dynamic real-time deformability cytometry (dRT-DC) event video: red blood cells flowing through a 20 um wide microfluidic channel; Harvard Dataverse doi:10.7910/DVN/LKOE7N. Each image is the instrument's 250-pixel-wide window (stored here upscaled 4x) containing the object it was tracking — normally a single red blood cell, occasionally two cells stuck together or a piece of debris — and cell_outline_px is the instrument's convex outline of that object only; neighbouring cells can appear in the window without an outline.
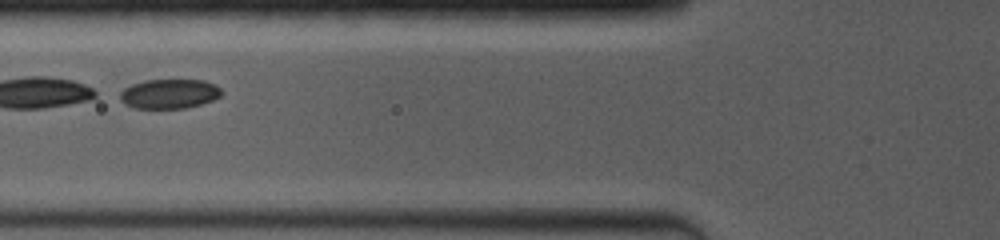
{"species": "common noctule bat (a hibernating species)", "species_latin": "Nyctalus noctula", "temperature_condition": "room temperature", "stored_images_in_passage": 5, "camera_frame_rate_fps": 4000, "um_per_image_px": 0.085, "animal": {"sex": "female", "body_mass_g": 19.0, "forearm_length_mm": 53.3}, "frame": {"image": 1, "passage_image": 3, "time_ms": 2.0, "image_size_px": [1000, 240], "cell_outline_px": [[224, 92], [220, 96], [212, 100], [200, 104], [184, 108], [132, 108], [124, 104], [120, 100], [120, 92], [124, 88], [132, 84], [144, 80], [204, 80], [216, 84]], "centroid_in_image_um": [14.39, 7.97], "position_along_channel_um": 111.4, "area_um2": 17.57}}